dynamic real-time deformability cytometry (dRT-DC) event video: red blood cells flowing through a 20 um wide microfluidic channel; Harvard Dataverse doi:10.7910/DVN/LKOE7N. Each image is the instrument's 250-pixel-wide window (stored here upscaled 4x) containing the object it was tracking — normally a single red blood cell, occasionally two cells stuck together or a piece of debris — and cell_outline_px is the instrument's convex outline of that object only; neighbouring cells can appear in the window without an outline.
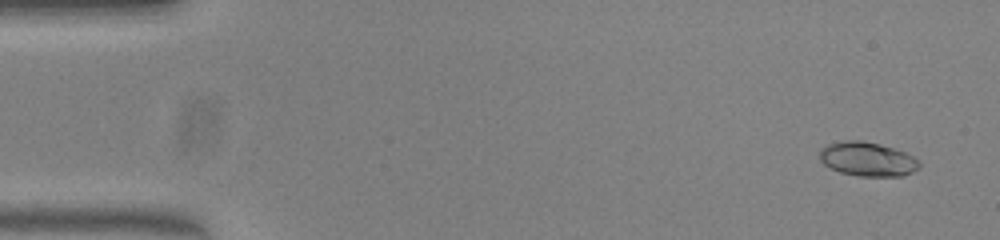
{"species": "common noctule bat (a hibernating species)", "species_latin": "Nyctalus noctula", "temperature_condition": "warm", "stored_images_in_passage": 18, "camera_frame_rate_fps": 3000, "um_per_image_px": 0.085, "animal": {"sex": "female", "body_mass_g": 23.0, "forearm_length_mm": 53.4}, "frame": {"image": 1, "passage_image": 3, "time_ms": 0.667, "image_size_px": [1000, 240], "cell_outline_px": [[920, 168], [904, 176], [860, 176], [840, 172], [824, 164], [820, 160], [820, 152], [828, 144], [844, 140], [864, 140], [880, 144], [904, 152], [920, 160]], "centroid_in_image_um": [73.77, 13.53], "position_along_channel_um": 11.2, "area_um2": 19.77}}
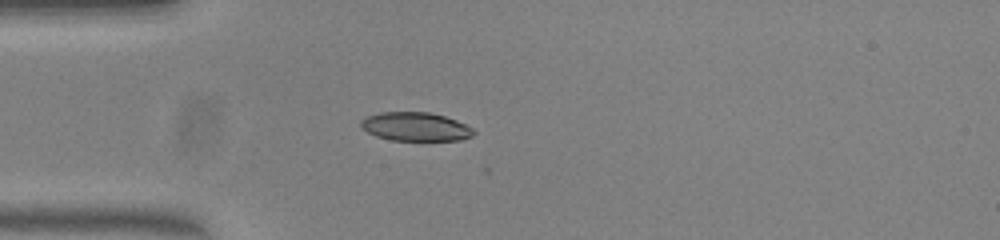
{"frame": {"image": 2, "passage_image": 15, "time_ms": 4.667, "image_size_px": [1000, 240], "cell_outline_px": [[476, 132], [472, 136], [460, 140], [392, 140], [376, 136], [360, 128], [360, 120], [368, 116], [380, 112], [428, 112], [444, 116], [456, 120], [472, 128]], "centroid_in_image_um": [35.3, 10.76], "position_along_channel_um": 49.7, "area_um2": 18.79}}